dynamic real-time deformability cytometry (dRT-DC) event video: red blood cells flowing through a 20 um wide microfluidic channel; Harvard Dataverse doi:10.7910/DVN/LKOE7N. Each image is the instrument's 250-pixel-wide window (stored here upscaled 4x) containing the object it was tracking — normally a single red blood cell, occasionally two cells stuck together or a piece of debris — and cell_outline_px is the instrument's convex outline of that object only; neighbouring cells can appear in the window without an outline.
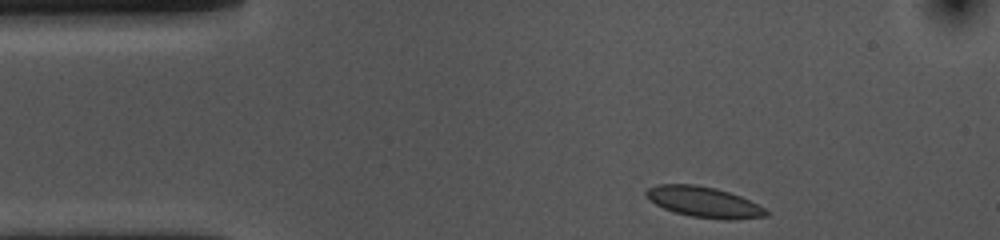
{"species": "common noctule bat (a hibernating species)", "species_latin": "Nyctalus noctula", "temperature_condition": "cold", "stored_images_in_passage": 37, "camera_frame_rate_fps": 3000, "um_per_image_px": 0.085, "animal": {"sex": "female", "body_mass_g": 10.0, "forearm_length_mm": 53.1}, "frame": {"image": 1, "passage_image": 1, "time_ms": 0.0, "image_size_px": [1000, 240], "cell_outline_px": [[768, 216], [736, 220], [724, 220], [692, 216], [676, 212], [664, 208], [648, 200], [644, 196], [644, 192], [648, 188], [656, 184], [696, 184], [716, 188], [740, 196], [764, 208], [768, 212]], "centroid_in_image_um": [59.8, 17.17], "position_along_channel_um": 25.2, "area_um2": 21.44}}
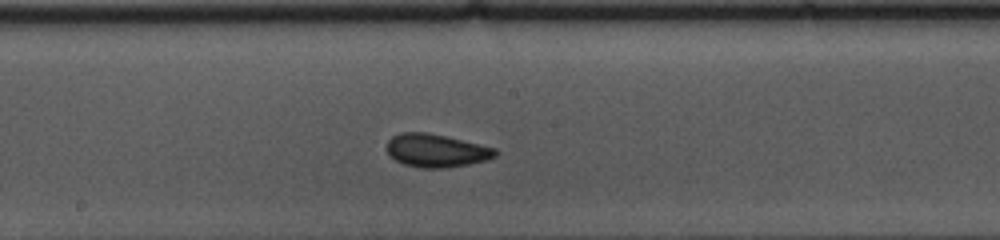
{"frame": {"image": 2, "passage_image": 21, "time_ms": 6.667, "image_size_px": [1000, 240], "cell_outline_px": [[500, 152], [496, 156], [484, 160], [468, 164], [444, 168], [420, 168], [404, 164], [388, 156], [384, 148], [388, 140], [392, 136], [404, 132], [424, 132], [448, 136], [496, 148]], "centroid_in_image_um": [37.05, 12.79], "position_along_channel_um": 211.2, "area_um2": 21.21}}
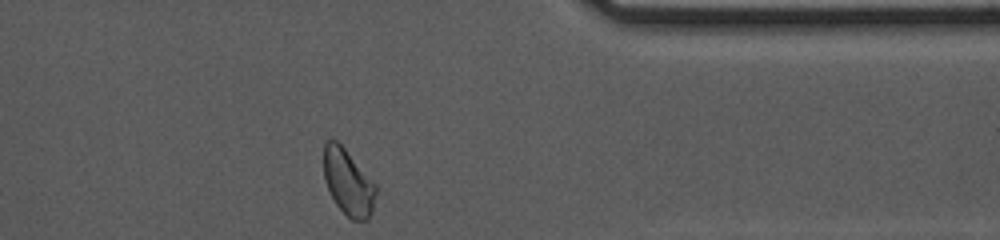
{"frame": {"image": 3, "passage_image": 37, "time_ms": 12.0, "image_size_px": [1000, 240], "cell_outline_px": [[376, 192], [372, 212], [368, 220], [352, 220], [336, 204], [324, 180], [324, 144], [328, 140], [336, 140], [344, 148], [376, 184]], "centroid_in_image_um": [29.6, 15.5], "position_along_channel_um": 381.8, "area_um2": 19.77}, "authors_computed_cell_mechanics": {"area_um2": 20.2878, "velocity_mm_per_s": 3.5167, "shape_relaxation_time_tau1_ms": 3.3617, "shape_relaxation_time_tau2_ms": 1.2115, "deformation_change_tau1": 0.0829, "deformation_change_tau2": 0.0551}}